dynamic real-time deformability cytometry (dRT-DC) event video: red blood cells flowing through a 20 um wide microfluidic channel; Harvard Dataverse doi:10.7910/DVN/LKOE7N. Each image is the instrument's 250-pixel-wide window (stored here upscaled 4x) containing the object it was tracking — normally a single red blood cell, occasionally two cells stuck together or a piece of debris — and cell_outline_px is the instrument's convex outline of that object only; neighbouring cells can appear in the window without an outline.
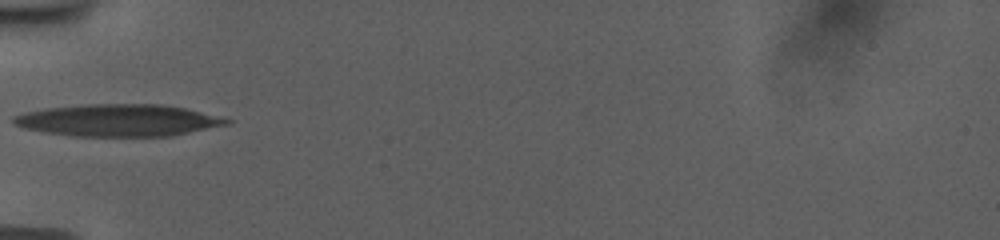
{"species": "human", "species_latin": "Homo sapiens", "temperature_condition": "room temperature", "stored_images_in_passage": 36, "camera_frame_rate_fps": 3000, "um_per_image_px": 0.085, "donor": {"sex": "female"}, "frame": {"image": 1, "passage_image": 1, "time_ms": 0.0, "image_size_px": [1000, 240], "cell_outline_px": [[232, 120], [228, 124], [172, 136], [72, 136], [44, 132], [20, 128], [12, 124], [12, 116], [24, 112], [44, 108], [80, 104], [160, 104], [184, 108]], "centroid_in_image_um": [9.94, 10.22], "position_along_channel_um": 75.1, "area_um2": 39.94}}
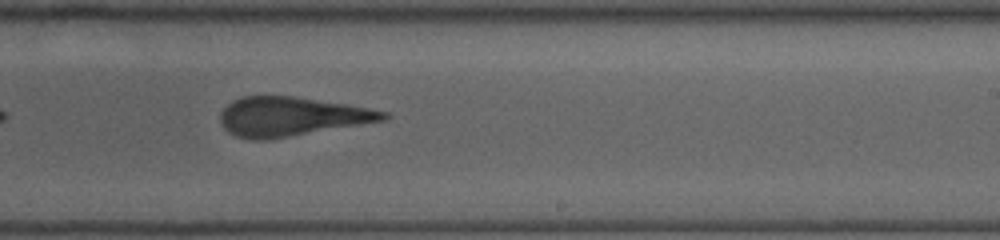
{"frame": {"image": 2, "passage_image": 16, "time_ms": 5.0, "image_size_px": [1000, 240], "cell_outline_px": [[392, 116], [384, 120], [268, 140], [252, 140], [236, 136], [228, 132], [224, 128], [220, 120], [220, 112], [232, 100], [244, 96], [292, 96], [344, 104], [368, 108], [388, 112]], "centroid_in_image_um": [24.72, 9.91], "position_along_channel_um": 264.3, "area_um2": 36.88}}
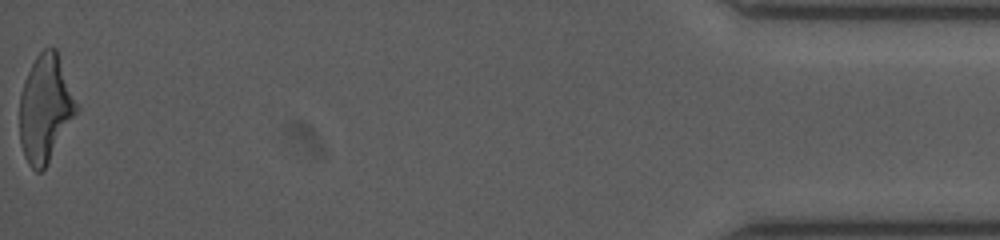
{"frame": {"image": 3, "passage_image": 36, "time_ms": 11.667, "image_size_px": [1000, 240], "cell_outline_px": [[80, 108], [44, 168], [40, 172], [36, 172], [28, 164], [24, 156], [20, 144], [20, 92], [24, 80], [36, 56], [44, 48], [56, 48]], "centroid_in_image_um": [3.85, 9.2], "position_along_channel_um": 431.3, "area_um2": 35.37}, "authors_computed_cell_mechanics": {"area_um2": 37.4544, "velocity_mm_per_s": 3.7766, "shape_relaxation_time_tau1_ms": 7.7892, "shape_relaxation_time_tau2_ms": 1.9295, "deformation_change_tau1": 0.2644, "deformation_change_tau2": 0.1506}}